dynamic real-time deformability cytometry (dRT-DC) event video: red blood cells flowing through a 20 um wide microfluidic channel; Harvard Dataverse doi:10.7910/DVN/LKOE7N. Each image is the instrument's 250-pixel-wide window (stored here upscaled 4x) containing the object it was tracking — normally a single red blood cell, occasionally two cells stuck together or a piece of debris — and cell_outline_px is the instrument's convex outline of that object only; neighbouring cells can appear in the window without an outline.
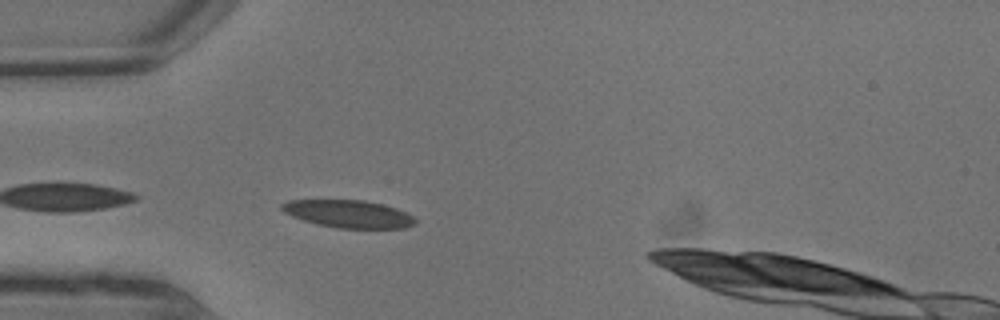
{"species": "common noctule bat (a hibernating species)", "species_latin": "Nyctalus noctula", "temperature_condition": "warm", "stored_images_in_passage": 4, "camera_frame_rate_fps": 3000, "um_per_image_px": 0.085, "animal": {"sex": "male", "body_mass_g": 13.3}, "frame": {"image": 1, "passage_image": 4, "time_ms": 1.0, "image_size_px": [1000, 320], "cell_outline_px": [[416, 224], [404, 228], [336, 228], [316, 224], [292, 216], [284, 212], [280, 208], [280, 204], [288, 200], [364, 200], [396, 208], [412, 216], [416, 220]], "centroid_in_image_um": [29.59, 18.18], "position_along_channel_um": 55.4, "area_um2": 21.39}}